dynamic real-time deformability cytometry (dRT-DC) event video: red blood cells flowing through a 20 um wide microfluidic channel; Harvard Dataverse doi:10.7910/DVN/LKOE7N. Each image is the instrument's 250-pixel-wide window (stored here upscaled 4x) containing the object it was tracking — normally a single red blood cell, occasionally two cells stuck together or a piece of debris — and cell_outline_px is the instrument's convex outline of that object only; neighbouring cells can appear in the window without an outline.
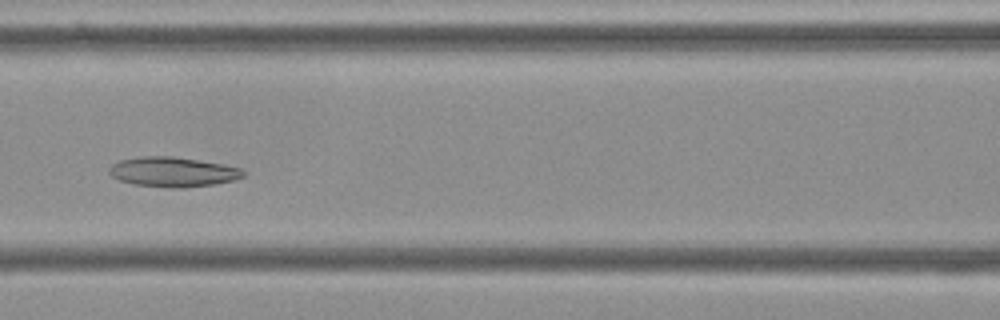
{"species": "Egyptian fruit bat (a non-hibernating species)", "species_latin": "Rousettus aegyptiacus", "temperature_condition": "cold", "stored_images_in_passage": 51, "camera_frame_rate_fps": 3000, "um_per_image_px": 0.085, "frame": {"image": 1, "passage_image": 20, "time_ms": 6.333, "image_size_px": [1000, 320], "cell_outline_px": [[244, 176], [236, 180], [216, 184], [184, 188], [172, 188], [132, 184], [120, 180], [112, 176], [108, 172], [108, 168], [112, 164], [120, 160], [136, 156], [172, 156], [224, 164], [240, 168], [244, 172]], "centroid_in_image_um": [14.69, 14.61], "position_along_channel_um": 151.9, "area_um2": 23.52}}
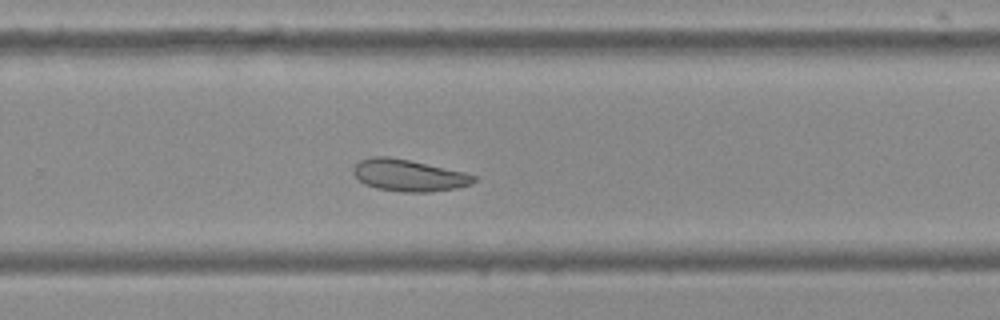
{"frame": {"image": 2, "passage_image": 32, "time_ms": 10.333, "image_size_px": [1000, 320], "cell_outline_px": [[476, 180], [472, 184], [456, 188], [428, 192], [404, 192], [376, 188], [364, 184], [352, 172], [352, 168], [360, 160], [372, 156], [388, 156], [408, 160], [464, 172], [476, 176]], "centroid_in_image_um": [34.72, 14.91], "position_along_channel_um": 295.1, "area_um2": 22.2}}
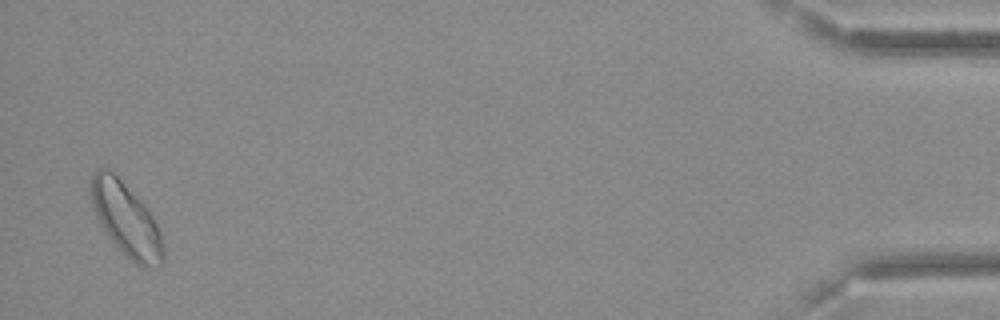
{"frame": {"image": 3, "passage_image": 50, "time_ms": 16.333, "image_size_px": [1000, 320], "cell_outline_px": [[164, 264], [148, 268], [136, 264], [108, 236], [100, 224], [96, 216], [88, 196], [88, 180], [92, 172], [96, 168], [104, 164], [112, 168], [148, 208], [160, 232], [164, 248]], "centroid_in_image_um": [10.65, 18.51], "position_along_channel_um": 424.5, "area_um2": 31.85}, "authors_computed_cell_mechanics": {"area_um2": 24.3338, "velocity_mm_per_s": 3.5883, "shape_relaxation_time_tau1_ms": null, "shape_relaxation_time_tau2_ms": 11.1758, "deformation_change_tau1": null, "deformation_change_tau2": 0.1697}}